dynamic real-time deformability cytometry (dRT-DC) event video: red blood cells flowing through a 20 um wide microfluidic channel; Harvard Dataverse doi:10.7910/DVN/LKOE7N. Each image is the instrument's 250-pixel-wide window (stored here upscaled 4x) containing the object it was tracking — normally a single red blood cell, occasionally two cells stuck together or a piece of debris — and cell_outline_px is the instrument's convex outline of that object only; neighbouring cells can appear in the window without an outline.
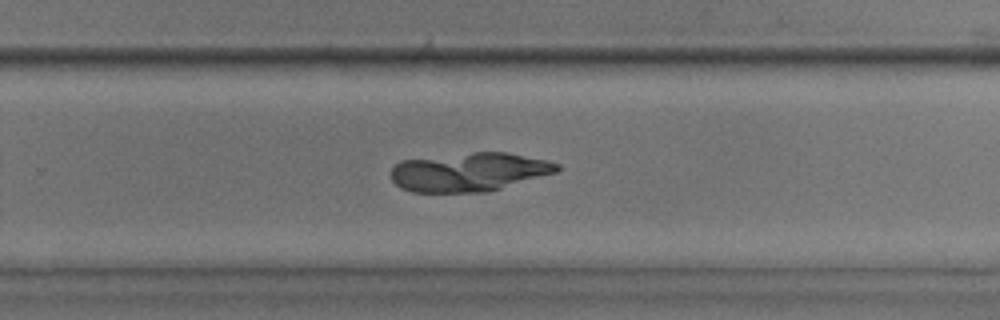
{"species": "common noctule bat (a hibernating species)", "species_latin": "Nyctalus noctula", "temperature_condition": "room temperature", "stored_images_in_passage": 47, "camera_frame_rate_fps": 3000, "um_per_image_px": 0.085, "animal": {"sex": "male", "body_mass_g": 17.9, "forearm_length_mm": 54.2}, "frame": {"image": 1, "passage_image": 30, "time_ms": 9.667, "image_size_px": [1000, 320], "cell_outline_px": [[560, 168], [556, 172], [500, 188], [484, 192], [412, 192], [400, 188], [392, 180], [392, 168], [400, 160], [472, 152], [508, 152], [548, 160], [560, 164]], "centroid_in_image_um": [39.87, 14.61], "position_along_channel_um": 289.9, "area_um2": 37.4}}
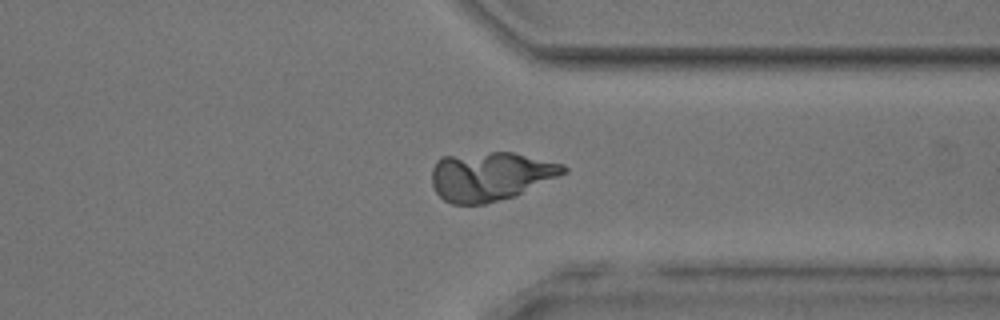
{"frame": {"image": 2, "passage_image": 36, "time_ms": 11.667, "image_size_px": [1000, 320], "cell_outline_px": [[568, 172], [560, 176], [516, 196], [484, 204], [452, 204], [444, 200], [436, 192], [432, 184], [432, 168], [436, 160], [440, 156], [492, 152], [512, 152], [564, 164], [568, 168]], "centroid_in_image_um": [41.69, 14.98], "position_along_channel_um": 369.7, "area_um2": 37.74}}
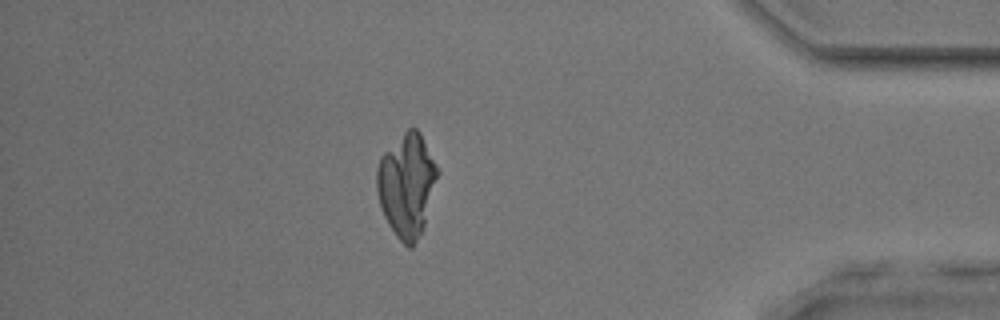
{"frame": {"image": 3, "passage_image": 41, "time_ms": 13.333, "image_size_px": [1000, 320], "cell_outline_px": [[440, 172], [424, 224], [412, 248], [408, 248], [396, 236], [388, 224], [384, 216], [380, 204], [376, 188], [376, 168], [380, 156], [408, 128], [416, 128], [420, 132]], "centroid_in_image_um": [34.56, 15.72], "position_along_channel_um": 400.6, "area_um2": 36.36}}